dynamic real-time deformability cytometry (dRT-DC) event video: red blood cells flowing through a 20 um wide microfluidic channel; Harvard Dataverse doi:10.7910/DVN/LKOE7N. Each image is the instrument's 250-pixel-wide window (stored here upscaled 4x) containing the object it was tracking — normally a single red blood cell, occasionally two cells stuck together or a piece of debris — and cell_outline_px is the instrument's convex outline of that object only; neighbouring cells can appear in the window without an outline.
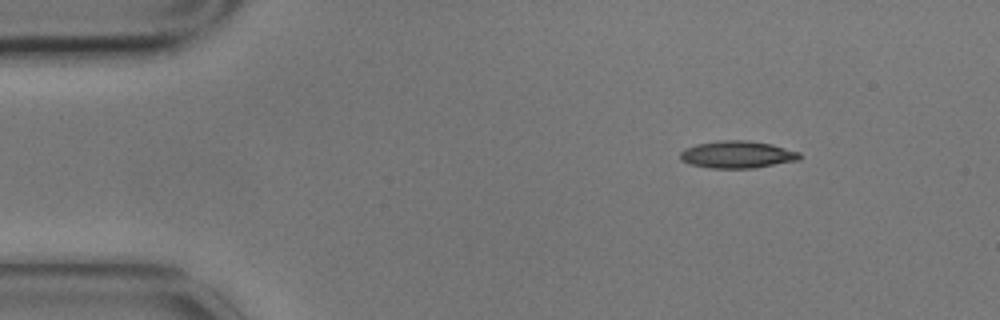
{"species": "common noctule bat (a hibernating species)", "species_latin": "Nyctalus noctula", "temperature_condition": "cold", "stored_images_in_passage": 9, "camera_frame_rate_fps": 3000, "um_per_image_px": 0.085, "animal": {"sex": "male", "body_mass_g": 17.9}, "frame": {"image": 1, "passage_image": 1, "time_ms": 0.0, "image_size_px": [1000, 320], "cell_outline_px": [[800, 160], [752, 168], [708, 168], [688, 164], [680, 160], [680, 152], [684, 148], [696, 144], [720, 140], [748, 140], [772, 144], [800, 152]], "centroid_in_image_um": [62.64, 13.13], "position_along_channel_um": 22.4, "area_um2": 19.13}}
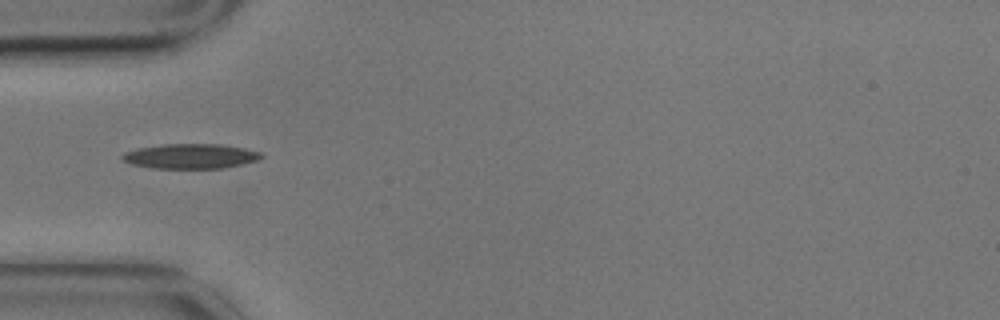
{"frame": {"image": 2, "passage_image": 4, "time_ms": 1.0, "image_size_px": [1000, 320], "cell_outline_px": [[264, 156], [256, 160], [240, 164], [220, 168], [152, 168], [132, 164], [120, 160], [120, 156], [124, 152], [136, 148], [160, 144], [220, 144], [244, 148], [260, 152]], "centroid_in_image_um": [16.11, 13.27], "position_along_channel_um": 68.9, "area_um2": 20.11}}